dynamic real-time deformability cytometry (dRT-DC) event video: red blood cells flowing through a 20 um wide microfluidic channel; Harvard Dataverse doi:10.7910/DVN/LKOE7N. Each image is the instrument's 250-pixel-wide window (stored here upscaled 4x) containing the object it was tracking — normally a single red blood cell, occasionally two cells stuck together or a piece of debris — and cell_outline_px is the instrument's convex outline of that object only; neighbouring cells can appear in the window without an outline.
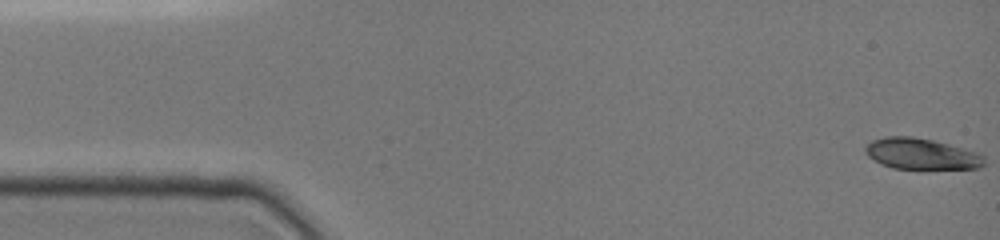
{"species": "common noctule bat (a hibernating species)", "species_latin": "Nyctalus noctula", "temperature_condition": "cold", "stored_images_in_passage": 18, "camera_frame_rate_fps": 3000, "um_per_image_px": 0.085, "animal": {"sex": "female", "body_mass_g": 19.0, "forearm_length_mm": 51.5}, "frame": {"image": 1, "passage_image": 1, "time_ms": 0.0, "image_size_px": [1000, 240], "cell_outline_px": [[984, 164], [980, 168], [920, 172], [892, 168], [880, 164], [868, 156], [864, 152], [864, 148], [872, 140], [884, 136], [912, 136], [932, 140], [948, 144], [976, 152], [984, 156]], "centroid_in_image_um": [78.31, 13.14], "position_along_channel_um": 6.7, "area_um2": 22.6}}
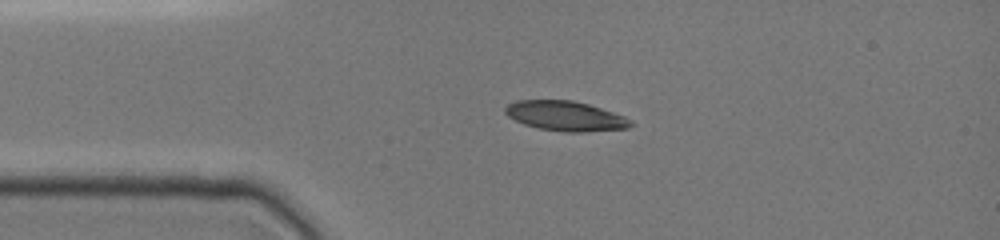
{"frame": {"image": 2, "passage_image": 16, "time_ms": 3.333, "image_size_px": [1000, 240], "cell_outline_px": [[636, 124], [628, 128], [584, 132], [564, 132], [540, 128], [524, 124], [508, 116], [504, 112], [504, 108], [508, 104], [516, 100], [572, 100], [588, 104], [624, 116], [632, 120]], "centroid_in_image_um": [48.08, 9.86], "position_along_channel_um": 36.9, "area_um2": 21.79}}